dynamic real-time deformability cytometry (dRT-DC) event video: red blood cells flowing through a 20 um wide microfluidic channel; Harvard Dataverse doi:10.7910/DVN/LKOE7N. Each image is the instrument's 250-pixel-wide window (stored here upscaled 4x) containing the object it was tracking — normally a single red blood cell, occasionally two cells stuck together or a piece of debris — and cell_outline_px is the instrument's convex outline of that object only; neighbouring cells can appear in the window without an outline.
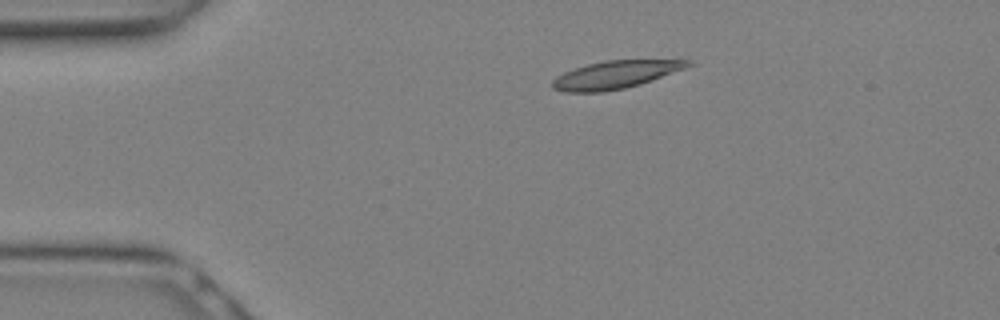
{"species": "Egyptian fruit bat (a non-hibernating species)", "species_latin": "Rousettus aegyptiacus", "temperature_condition": "warm", "stored_images_in_passage": 9, "camera_frame_rate_fps": 3000, "um_per_image_px": 0.085, "animal": {"sex": "female"}, "frame": {"image": 1, "passage_image": 1, "time_ms": 0.0, "image_size_px": [1000, 320], "cell_outline_px": [[692, 64], [684, 68], [652, 80], [640, 84], [624, 88], [600, 92], [564, 92], [552, 88], [552, 80], [556, 76], [564, 72], [588, 64], [604, 60], [692, 60]], "centroid_in_image_um": [52.26, 6.35], "position_along_channel_um": 32.7, "area_um2": 21.68}}
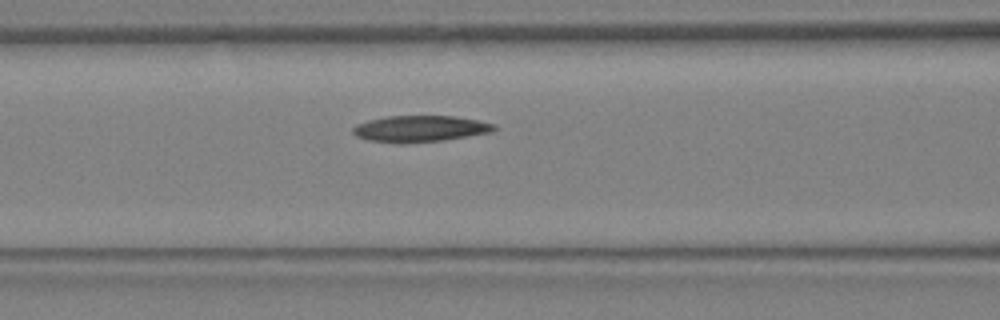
{"frame": {"image": 2, "passage_image": 7, "time_ms": 2.0, "image_size_px": [1000, 320], "cell_outline_px": [[496, 128], [488, 132], [468, 136], [444, 140], [368, 140], [356, 136], [352, 132], [352, 128], [356, 124], [368, 120], [388, 116], [452, 116], [476, 120], [492, 124]], "centroid_in_image_um": [35.68, 10.89], "position_along_channel_um": 130.9, "area_um2": 20.4}}
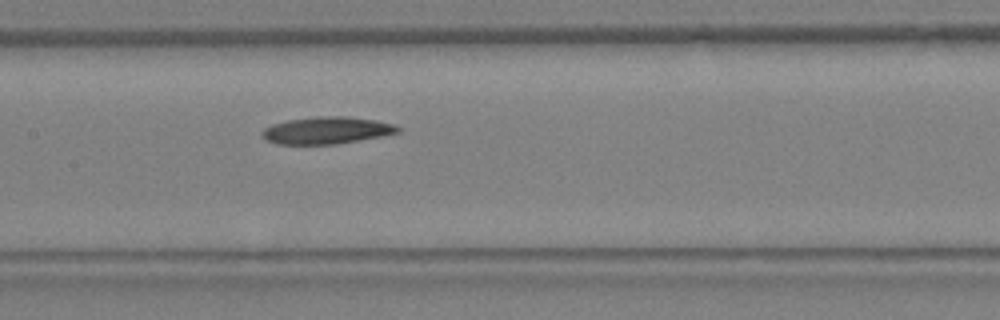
{"frame": {"image": 3, "passage_image": 9, "time_ms": 2.667, "image_size_px": [1000, 320], "cell_outline_px": [[400, 132], [380, 136], [336, 144], [276, 144], [264, 140], [260, 136], [260, 132], [264, 128], [272, 124], [288, 120], [320, 116], [344, 116], [376, 120], [396, 124], [400, 128]], "centroid_in_image_um": [27.72, 11.08], "position_along_channel_um": 179.7, "area_um2": 21.5}}